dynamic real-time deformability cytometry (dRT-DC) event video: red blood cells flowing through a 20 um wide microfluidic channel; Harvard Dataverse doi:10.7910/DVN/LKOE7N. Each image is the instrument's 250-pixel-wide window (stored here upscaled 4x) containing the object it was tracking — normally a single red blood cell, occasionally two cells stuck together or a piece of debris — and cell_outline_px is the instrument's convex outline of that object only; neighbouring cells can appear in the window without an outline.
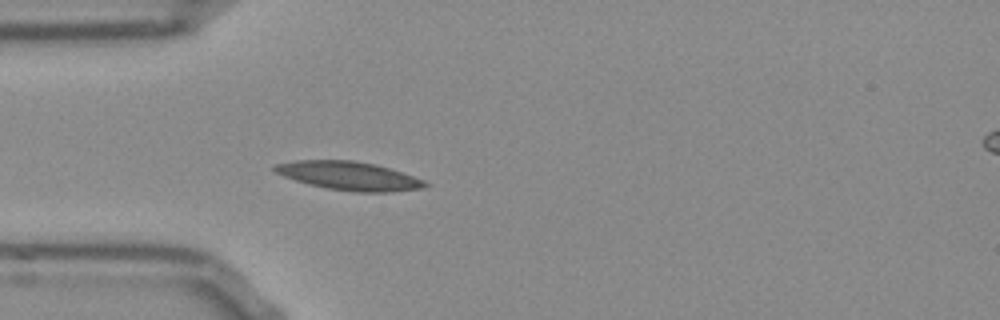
{"species": "Egyptian fruit bat (a non-hibernating species)", "species_latin": "Rousettus aegyptiacus", "temperature_condition": "room temperature", "stored_images_in_passage": 8, "camera_frame_rate_fps": 3000, "um_per_image_px": 0.085, "frame": {"image": 1, "passage_image": 1, "time_ms": 0.0, "image_size_px": [1000, 320], "cell_outline_px": [[428, 184], [420, 188], [392, 192], [356, 192], [328, 188], [308, 184], [284, 176], [276, 172], [272, 168], [276, 164], [296, 160], [356, 160], [376, 164], [424, 180]], "centroid_in_image_um": [29.64, 14.94], "position_along_channel_um": 55.4, "area_um2": 24.74}}
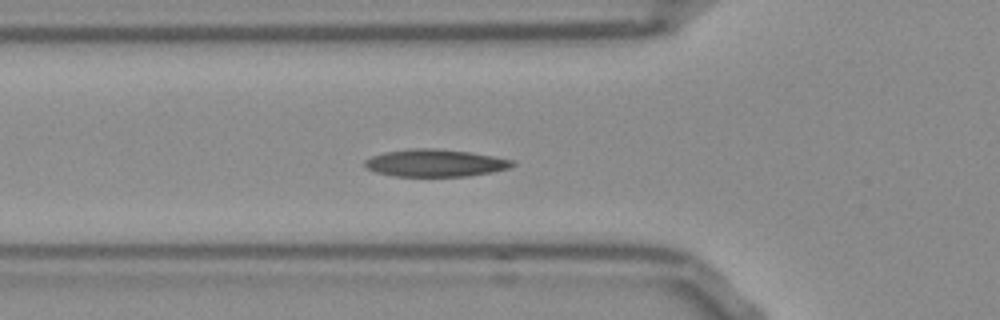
{"frame": {"image": 2, "passage_image": 4, "time_ms": 1.0, "image_size_px": [1000, 320], "cell_outline_px": [[516, 164], [508, 168], [492, 172], [468, 176], [396, 176], [376, 172], [368, 168], [364, 164], [364, 160], [372, 156], [384, 152], [412, 148], [436, 148], [468, 152], [492, 156], [512, 160]], "centroid_in_image_um": [36.98, 13.85], "position_along_channel_um": 88.8, "area_um2": 23.35}}